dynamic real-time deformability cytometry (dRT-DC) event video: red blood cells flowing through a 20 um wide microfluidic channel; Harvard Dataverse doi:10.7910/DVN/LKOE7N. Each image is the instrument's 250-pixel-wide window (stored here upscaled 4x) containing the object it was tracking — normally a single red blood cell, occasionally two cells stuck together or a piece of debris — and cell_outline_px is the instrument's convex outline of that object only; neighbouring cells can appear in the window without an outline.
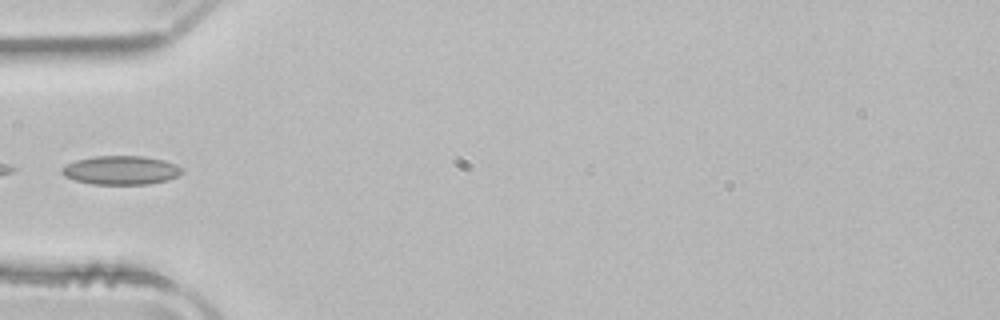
{"species": "common noctule bat (a hibernating species)", "species_latin": "Nyctalus noctula", "temperature_condition": "room temperature", "stored_images_in_passage": 33, "camera_frame_rate_fps": 3000, "um_per_image_px": 0.085, "animal": {"sex": "male", "body_mass_g": 21.5, "forearm_length_mm": 52.0}, "frame": {"image": 1, "passage_image": 1, "time_ms": 0.0, "image_size_px": [1000, 320], "cell_outline_px": [[184, 172], [180, 176], [168, 180], [148, 184], [92, 184], [76, 180], [64, 176], [60, 172], [60, 168], [76, 160], [96, 156], [144, 156], [164, 160], [176, 164], [184, 168]], "centroid_in_image_um": [10.33, 14.47], "position_along_channel_um": 74.7, "area_um2": 20.35}}
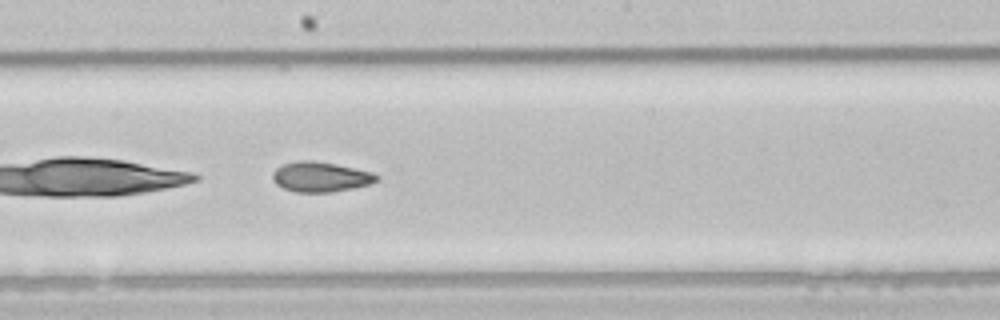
{"frame": {"image": 2, "passage_image": 12, "time_ms": 3.667, "image_size_px": [1000, 320], "cell_outline_px": [[380, 176], [376, 180], [368, 184], [352, 188], [332, 192], [296, 192], [284, 188], [276, 184], [272, 176], [272, 172], [276, 168], [284, 164], [296, 160], [312, 160], [336, 164], [372, 172]], "centroid_in_image_um": [27.22, 15.02], "position_along_channel_um": 221.0, "area_um2": 18.09}}
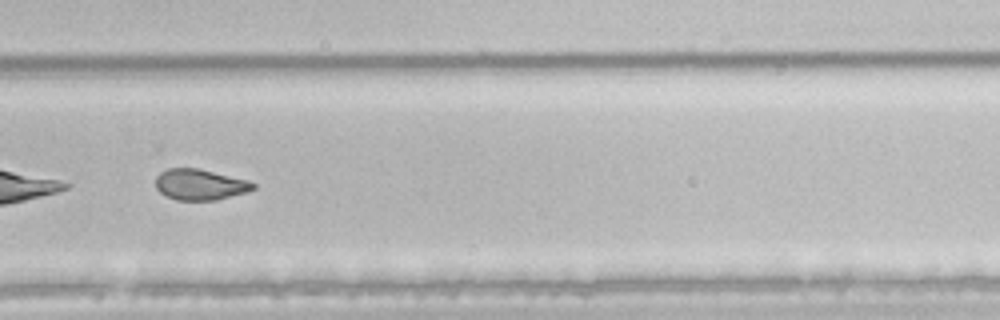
{"frame": {"image": 3, "passage_image": 19, "time_ms": 6.0, "image_size_px": [1000, 320], "cell_outline_px": [[256, 188], [248, 192], [216, 200], [176, 200], [160, 192], [156, 188], [156, 176], [160, 172], [168, 168], [196, 168], [248, 180], [256, 184]], "centroid_in_image_um": [17.01, 15.69], "position_along_channel_um": 312.8, "area_um2": 17.51}}